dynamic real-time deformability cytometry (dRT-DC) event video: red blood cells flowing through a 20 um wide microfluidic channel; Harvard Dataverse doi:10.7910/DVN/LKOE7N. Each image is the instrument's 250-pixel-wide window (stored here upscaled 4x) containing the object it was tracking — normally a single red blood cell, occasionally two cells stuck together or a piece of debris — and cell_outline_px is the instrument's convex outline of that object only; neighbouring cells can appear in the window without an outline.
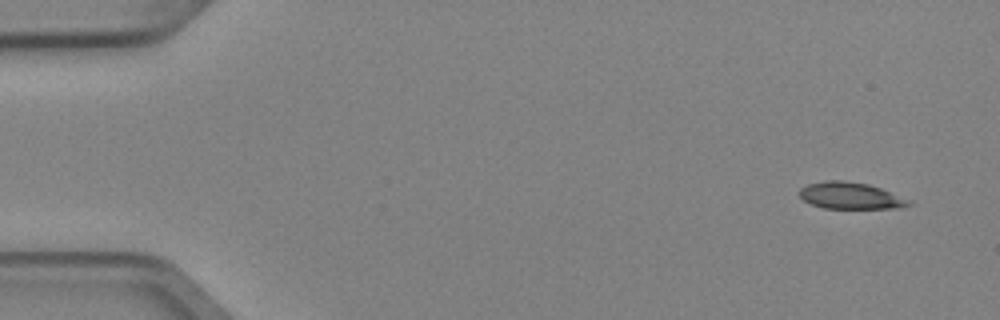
{"species": "Egyptian fruit bat (a non-hibernating species)", "species_latin": "Rousettus aegyptiacus", "temperature_condition": "cold", "stored_images_in_passage": 4, "camera_frame_rate_fps": 3000, "um_per_image_px": 0.085, "animal": {"sex": "female"}, "frame": {"image": 1, "passage_image": 1, "time_ms": 0.0, "image_size_px": [1000, 320], "cell_outline_px": [[916, 204], [900, 208], [824, 208], [812, 204], [804, 200], [800, 196], [800, 188], [808, 184], [824, 180], [844, 180], [868, 184], [880, 188], [912, 200]], "centroid_in_image_um": [72.35, 16.63], "position_along_channel_um": 12.7, "area_um2": 17.11}}
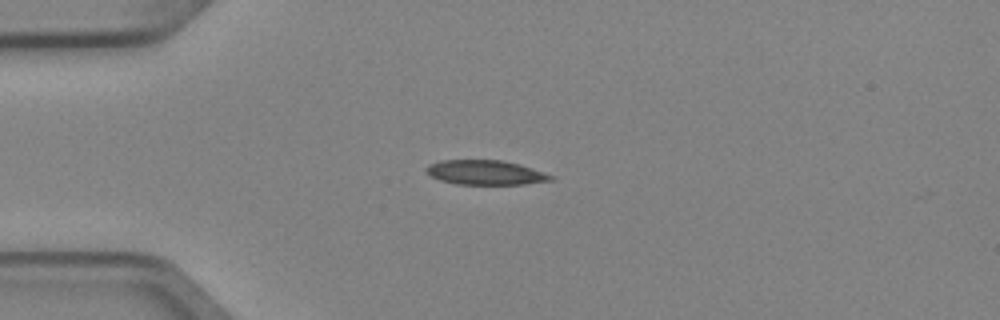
{"frame": {"image": 2, "passage_image": 4, "time_ms": 1.0, "image_size_px": [1000, 320], "cell_outline_px": [[556, 176], [552, 180], [524, 184], [456, 184], [440, 180], [432, 176], [424, 168], [428, 164], [440, 160], [500, 160], [520, 164]], "centroid_in_image_um": [41.27, 14.66], "position_along_channel_um": 43.7, "area_um2": 17.8}}